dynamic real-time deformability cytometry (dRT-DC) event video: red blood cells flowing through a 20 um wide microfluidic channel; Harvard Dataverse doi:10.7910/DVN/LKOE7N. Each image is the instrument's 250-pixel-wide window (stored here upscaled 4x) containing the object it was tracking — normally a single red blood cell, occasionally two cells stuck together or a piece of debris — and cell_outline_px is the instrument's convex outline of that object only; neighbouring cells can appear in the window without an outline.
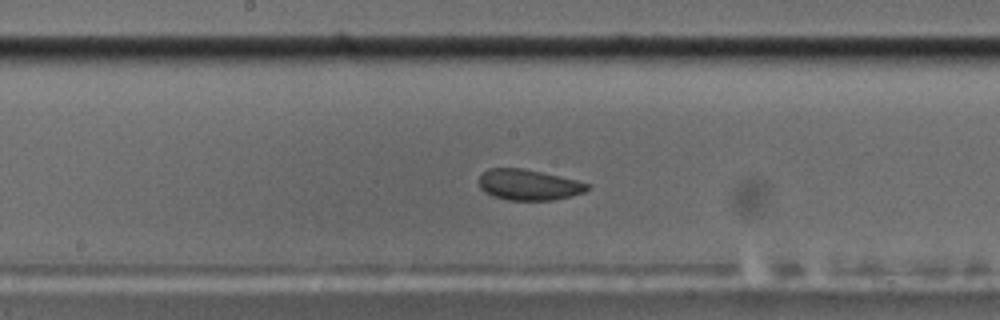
{"species": "common noctule bat (a hibernating species)", "species_latin": "Nyctalus noctula", "temperature_condition": "cold", "stored_images_in_passage": 52, "camera_frame_rate_fps": 3000, "um_per_image_px": 0.085, "animal": {"sex": "male", "body_mass_g": 17.5, "forearm_length_mm": 52.3}, "frame": {"image": 1, "passage_image": 25, "time_ms": 8.0, "image_size_px": [1000, 320], "cell_outline_px": [[588, 188], [584, 192], [572, 196], [552, 200], [508, 200], [492, 196], [484, 192], [480, 188], [480, 176], [488, 168], [524, 168], [576, 180], [588, 184]], "centroid_in_image_um": [44.91, 15.71], "position_along_channel_um": 203.3, "area_um2": 19.31}}
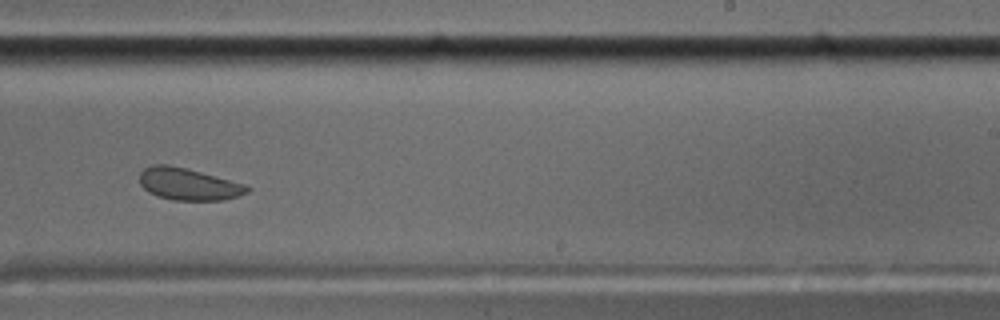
{"frame": {"image": 2, "passage_image": 31, "time_ms": 10.0, "image_size_px": [1000, 320], "cell_outline_px": [[252, 188], [248, 192], [224, 200], [172, 200], [156, 196], [148, 192], [140, 184], [140, 172], [144, 168], [152, 164], [168, 164], [248, 184]], "centroid_in_image_um": [16.02, 15.65], "position_along_channel_um": 273.0, "area_um2": 20.17}}
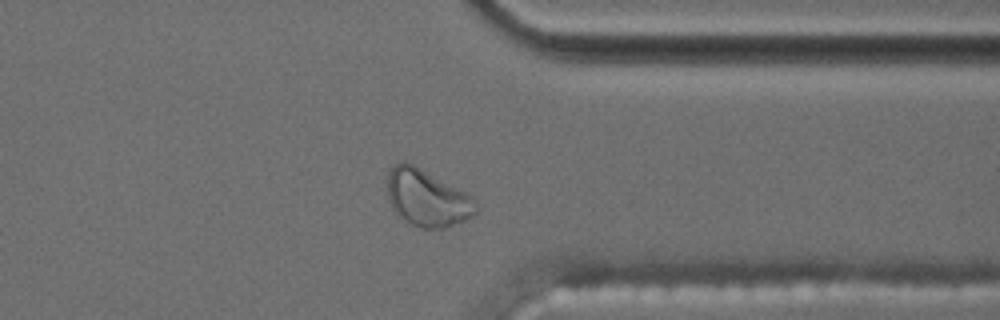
{"frame": {"image": 3, "passage_image": 40, "time_ms": 13.0, "image_size_px": [1000, 320], "cell_outline_px": [[476, 212], [472, 216], [464, 220], [444, 228], [420, 228], [404, 220], [392, 208], [388, 200], [388, 172], [396, 164], [412, 164], [472, 196], [476, 200]], "centroid_in_image_um": [36.3, 16.87], "position_along_channel_um": 375.1, "area_um2": 28.61}, "authors_computed_cell_mechanics": {"area_um2": 20.3456, "velocity_mm_per_s": 3.4955, "shape_relaxation_time_tau1_ms": null, "shape_relaxation_time_tau2_ms": 2.5882, "deformation_change_tau1": null, "deformation_change_tau2": 0.0608}}